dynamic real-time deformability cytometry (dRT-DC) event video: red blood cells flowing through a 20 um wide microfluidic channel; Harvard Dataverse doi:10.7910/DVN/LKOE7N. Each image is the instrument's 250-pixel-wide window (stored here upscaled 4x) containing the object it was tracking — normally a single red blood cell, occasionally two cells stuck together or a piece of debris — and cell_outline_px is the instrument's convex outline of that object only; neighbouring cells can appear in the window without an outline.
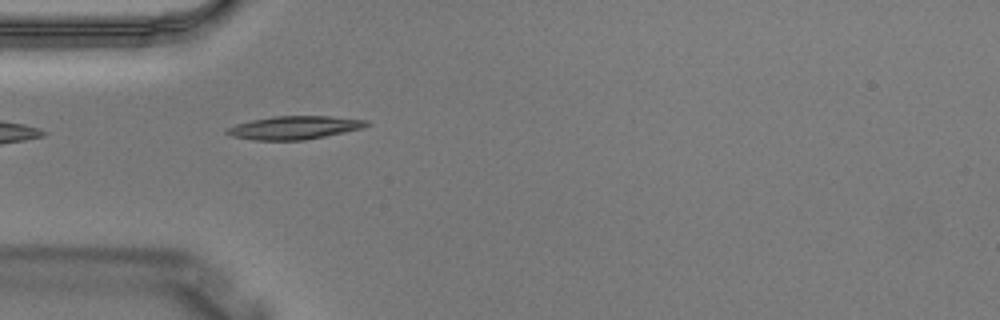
{"species": "Egyptian fruit bat (a non-hibernating species)", "species_latin": "Rousettus aegyptiacus", "temperature_condition": "warm", "stored_images_in_passage": 1, "camera_frame_rate_fps": 3000, "um_per_image_px": 0.085, "animal": {"sex": "male"}, "frame": {"image": 1, "passage_image": 1, "time_ms": 0.0, "image_size_px": [1000, 320], "cell_outline_px": [[372, 124], [364, 128], [304, 140], [252, 140], [232, 136], [224, 132], [224, 128], [236, 124], [252, 120], [272, 116], [332, 116], [368, 120]], "centroid_in_image_um": [25.02, 10.84], "position_along_channel_um": 60.0, "area_um2": 19.07}}